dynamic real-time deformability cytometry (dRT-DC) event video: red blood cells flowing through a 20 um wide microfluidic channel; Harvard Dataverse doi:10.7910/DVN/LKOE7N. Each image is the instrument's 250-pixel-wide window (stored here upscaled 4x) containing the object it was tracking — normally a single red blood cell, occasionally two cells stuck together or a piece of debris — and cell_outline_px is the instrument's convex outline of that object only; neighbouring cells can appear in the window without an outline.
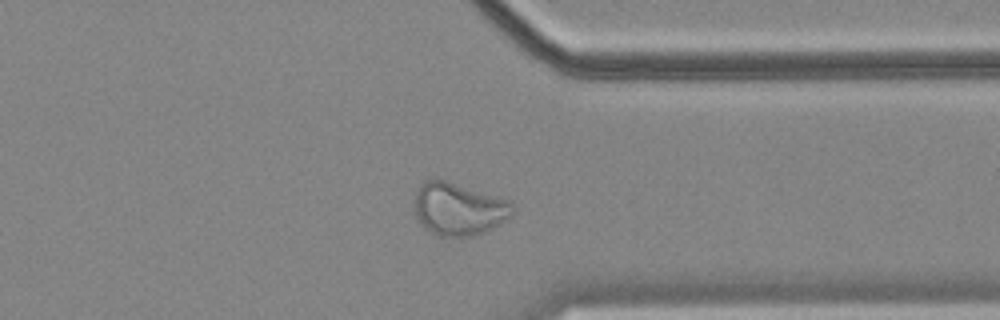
{"species": "common noctule bat (a hibernating species)", "species_latin": "Nyctalus noctula", "temperature_condition": "cold", "stored_images_in_passage": 48, "camera_frame_rate_fps": 3000, "um_per_image_px": 0.085, "animal": {"sex": "female", "body_mass_g": 18.4}, "frame": {"image": 1, "passage_image": 35, "time_ms": 11.333, "image_size_px": [1000, 320], "cell_outline_px": [[516, 208], [500, 224], [492, 228], [472, 236], [440, 236], [432, 232], [416, 220], [416, 192], [420, 184], [424, 180], [444, 180], [508, 200]], "centroid_in_image_um": [38.97, 17.77], "position_along_channel_um": 372.4, "area_um2": 29.42}, "authors_computed_cell_mechanics": {"area_um2": 29.5069, "velocity_mm_per_s": 3.5212, "shape_relaxation_time_tau1_ms": null, "shape_relaxation_time_tau2_ms": 2.3696, "deformation_change_tau1": null, "deformation_change_tau2": 0.0879}}